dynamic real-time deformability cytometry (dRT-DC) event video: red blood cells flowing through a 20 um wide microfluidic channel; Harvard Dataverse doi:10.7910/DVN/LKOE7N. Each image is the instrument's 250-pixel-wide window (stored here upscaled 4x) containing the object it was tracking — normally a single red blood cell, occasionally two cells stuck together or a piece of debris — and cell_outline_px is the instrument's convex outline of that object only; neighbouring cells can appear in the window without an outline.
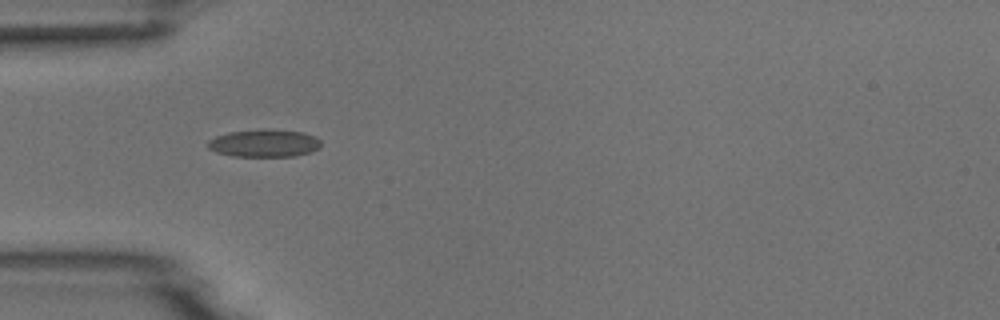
{"species": "common noctule bat (a hibernating species)", "species_latin": "Nyctalus noctula", "temperature_condition": "room temperature", "stored_images_in_passage": 2, "camera_frame_rate_fps": 3000, "um_per_image_px": 0.085, "animal": {"sex": "male", "body_mass_g": 18.8}, "frame": {"image": 1, "passage_image": 1, "time_ms": 0.0, "image_size_px": [1000, 320], "cell_outline_px": [[320, 148], [312, 152], [296, 156], [232, 156], [216, 152], [208, 148], [208, 140], [216, 136], [228, 132], [304, 132], [316, 136], [320, 140]], "centroid_in_image_um": [22.48, 12.23], "position_along_channel_um": 62.5, "area_um2": 17.4}}